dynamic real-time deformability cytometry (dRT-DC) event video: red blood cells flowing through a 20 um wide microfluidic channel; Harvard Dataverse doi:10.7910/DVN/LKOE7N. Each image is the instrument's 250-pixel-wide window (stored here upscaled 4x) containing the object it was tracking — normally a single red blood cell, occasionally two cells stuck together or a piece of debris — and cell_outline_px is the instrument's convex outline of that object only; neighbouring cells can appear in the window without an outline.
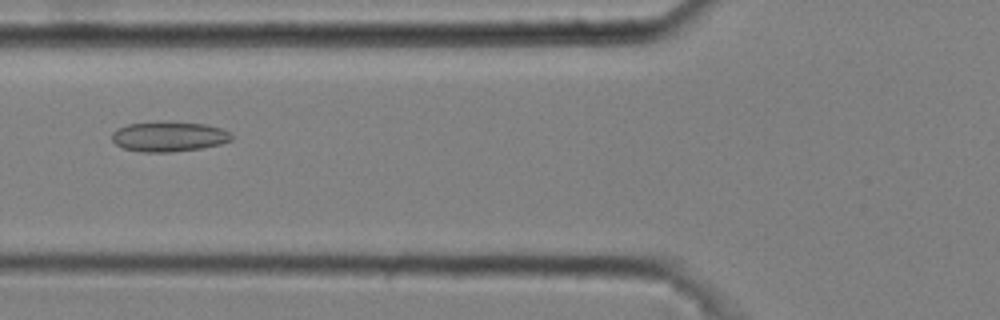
{"species": "common noctule bat (a hibernating species)", "species_latin": "Nyctalus noctula", "temperature_condition": "cold", "stored_images_in_passage": 8, "camera_frame_rate_fps": 3000, "um_per_image_px": 0.085, "animal": {"sex": "male", "body_mass_g": 20.4}, "frame": {"image": 1, "passage_image": 6, "time_ms": 1.667, "image_size_px": [1000, 320], "cell_outline_px": [[232, 140], [220, 144], [200, 148], [168, 152], [144, 152], [124, 148], [116, 144], [112, 140], [112, 132], [116, 128], [128, 124], [164, 120], [208, 124], [232, 132]], "centroid_in_image_um": [14.36, 11.57], "position_along_channel_um": 111.4, "area_um2": 21.27}}
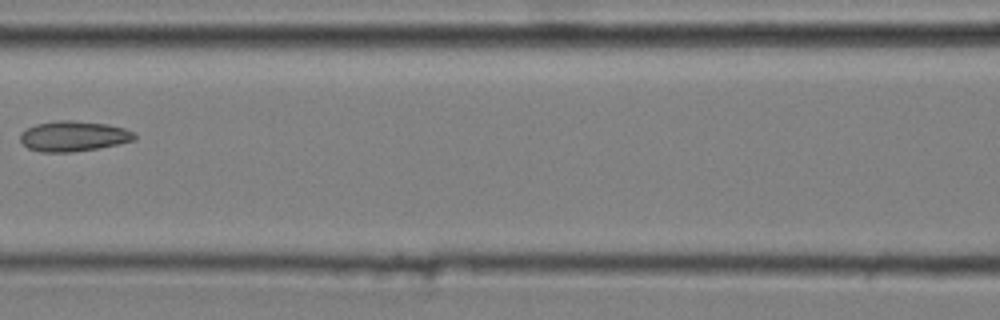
{"frame": {"image": 2, "passage_image": 7, "time_ms": 2.0, "image_size_px": [1000, 320], "cell_outline_px": [[136, 140], [96, 148], [72, 152], [40, 152], [28, 148], [20, 140], [20, 132], [36, 124], [60, 120], [72, 120], [108, 124], [124, 128], [136, 132]], "centroid_in_image_um": [6.26, 11.57], "position_along_channel_um": 160.3, "area_um2": 20.17}}
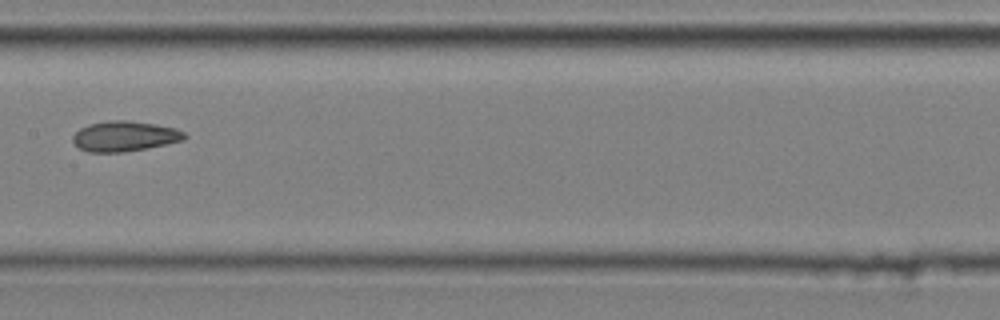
{"frame": {"image": 3, "passage_image": 8, "time_ms": 2.333, "image_size_px": [1000, 320], "cell_outline_px": [[188, 136], [184, 140], [148, 148], [124, 152], [88, 152], [80, 148], [72, 140], [72, 136], [80, 128], [88, 124], [108, 120], [128, 120], [156, 124], [176, 128], [184, 132]], "centroid_in_image_um": [10.61, 11.57], "position_along_channel_um": 196.8, "area_um2": 19.83}}